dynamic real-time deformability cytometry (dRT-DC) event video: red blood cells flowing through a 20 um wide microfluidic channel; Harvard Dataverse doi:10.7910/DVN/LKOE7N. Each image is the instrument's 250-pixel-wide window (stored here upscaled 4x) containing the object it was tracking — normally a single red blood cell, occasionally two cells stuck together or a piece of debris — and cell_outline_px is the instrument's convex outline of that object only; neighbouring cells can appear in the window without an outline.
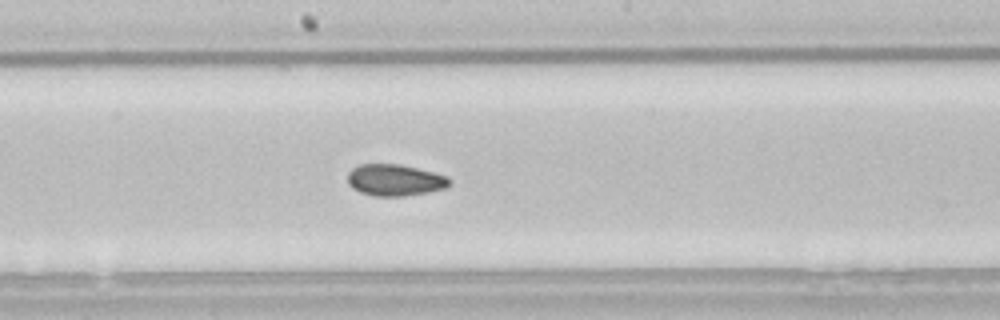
{"species": "common noctule bat (a hibernating species)", "species_latin": "Nyctalus noctula", "temperature_condition": "room temperature", "stored_images_in_passage": 35, "camera_frame_rate_fps": 3000, "um_per_image_px": 0.085, "animal": {"sex": "male", "body_mass_g": 21.5, "forearm_length_mm": 52.0}, "frame": {"image": 1, "passage_image": 16, "time_ms": 5.0, "image_size_px": [1000, 320], "cell_outline_px": [[452, 184], [444, 188], [428, 192], [404, 196], [376, 196], [360, 192], [352, 188], [348, 184], [348, 172], [352, 168], [360, 164], [396, 164], [416, 168], [448, 176], [452, 180]], "centroid_in_image_um": [33.57, 15.31], "position_along_channel_um": 214.6, "area_um2": 18.73}, "authors_computed_cell_mechanics": {"area_um2": 18.6116, "velocity_mm_per_s": 3.8332, "shape_relaxation_time_tau1_ms": null, "shape_relaxation_time_tau2_ms": 2.7948, "deformation_change_tau1": null, "deformation_change_tau2": 0.0679}}